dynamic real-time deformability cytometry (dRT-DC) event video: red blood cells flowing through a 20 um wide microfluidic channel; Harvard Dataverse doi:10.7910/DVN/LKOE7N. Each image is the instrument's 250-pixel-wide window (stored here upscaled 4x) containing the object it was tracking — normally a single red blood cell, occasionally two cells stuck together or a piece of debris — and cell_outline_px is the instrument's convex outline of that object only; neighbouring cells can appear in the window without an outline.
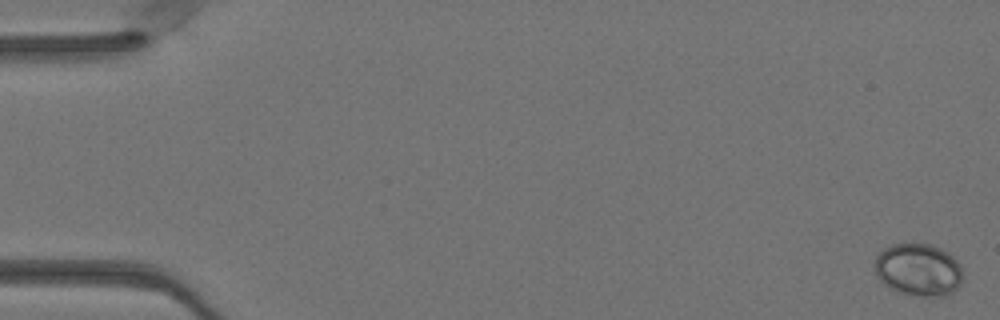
{"species": "Egyptian fruit bat (a non-hibernating species)", "species_latin": "Rousettus aegyptiacus", "temperature_condition": "warm", "stored_images_in_passage": 51, "camera_frame_rate_fps": 3000, "um_per_image_px": 0.085, "animal": {"sex": "female"}, "frame": {"image": 1, "passage_image": 1, "time_ms": 0.0, "image_size_px": [1000, 320], "cell_outline_px": [[964, 280], [952, 292], [944, 296], [924, 296], [896, 292], [888, 288], [876, 276], [876, 256], [884, 248], [892, 244], [932, 244], [948, 252], [960, 264], [964, 276]], "centroid_in_image_um": [78.09, 22.93], "position_along_channel_um": 6.9, "area_um2": 27.11}}
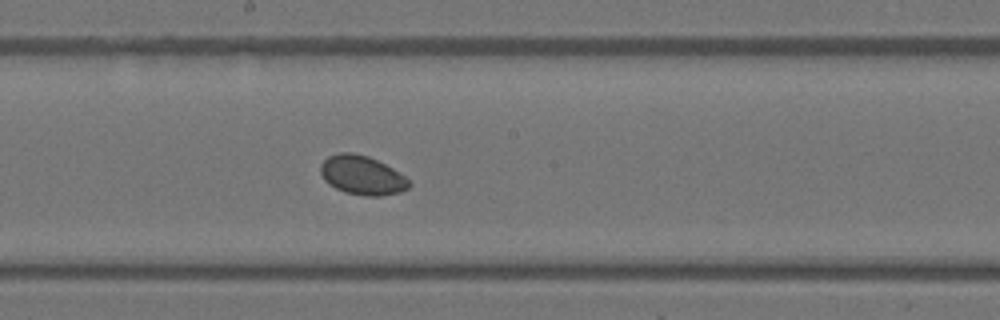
{"frame": {"image": 2, "passage_image": 28, "time_ms": 9.0, "image_size_px": [1000, 320], "cell_outline_px": [[412, 184], [408, 188], [400, 192], [380, 196], [364, 196], [344, 192], [328, 184], [324, 180], [320, 172], [320, 164], [328, 156], [340, 152], [352, 152], [368, 156], [392, 168], [404, 176]], "centroid_in_image_um": [30.75, 14.9], "position_along_channel_um": 217.4, "area_um2": 20.17}}
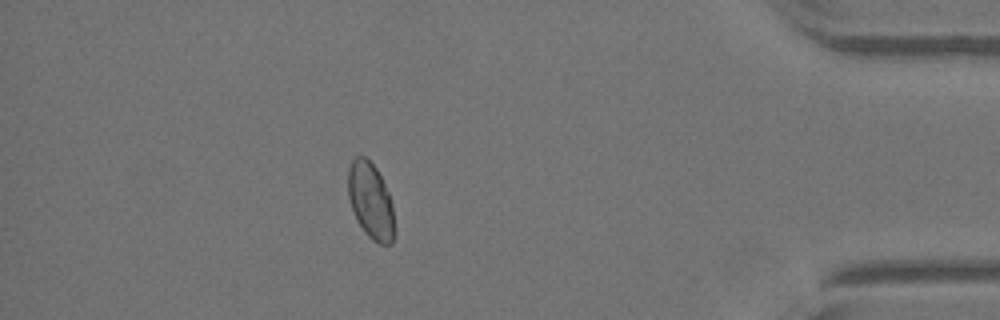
{"frame": {"image": 3, "passage_image": 45, "time_ms": 14.667, "image_size_px": [1000, 320], "cell_outline_px": [[396, 232], [392, 244], [380, 244], [372, 240], [364, 232], [356, 220], [348, 196], [348, 168], [352, 160], [356, 156], [364, 156], [376, 168], [388, 192], [392, 204]], "centroid_in_image_um": [31.52, 17.11], "position_along_channel_um": 403.7, "area_um2": 20.75}}